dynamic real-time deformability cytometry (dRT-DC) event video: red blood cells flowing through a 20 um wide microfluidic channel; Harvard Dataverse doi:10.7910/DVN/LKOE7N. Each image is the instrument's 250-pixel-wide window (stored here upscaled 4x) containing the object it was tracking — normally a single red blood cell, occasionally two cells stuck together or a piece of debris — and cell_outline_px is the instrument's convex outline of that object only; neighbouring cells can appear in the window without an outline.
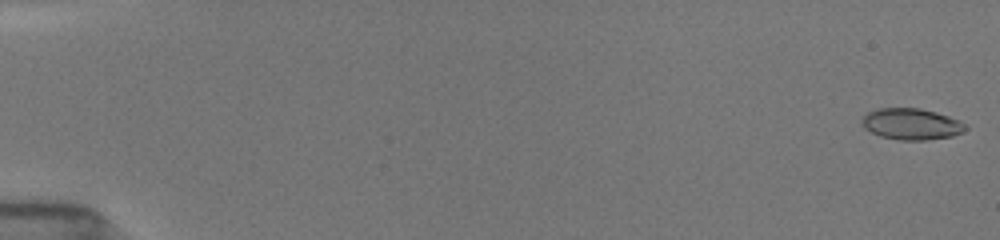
{"species": "common noctule bat (a hibernating species)", "species_latin": "Nyctalus noctula", "temperature_condition": "room temperature", "stored_images_in_passage": 53, "camera_frame_rate_fps": 3000, "um_per_image_px": 0.085, "animal": {"sex": "female", "body_mass_g": 19.5, "forearm_length_mm": 54.1}, "frame": {"image": 1, "passage_image": 1, "time_ms": 0.0, "image_size_px": [1000, 240], "cell_outline_px": [[968, 128], [952, 136], [924, 140], [900, 140], [880, 136], [864, 128], [860, 124], [864, 116], [868, 112], [880, 108], [920, 108], [936, 112], [960, 120]], "centroid_in_image_um": [77.45, 10.54], "position_along_channel_um": 7.5, "area_um2": 18.79}}
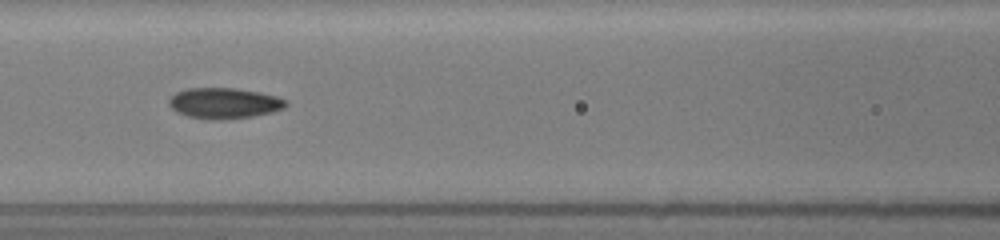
{"frame": {"image": 2, "passage_image": 25, "time_ms": 8.0, "image_size_px": [1000, 240], "cell_outline_px": [[288, 104], [284, 108], [272, 112], [252, 116], [220, 120], [212, 120], [188, 116], [176, 112], [168, 104], [168, 100], [176, 92], [188, 88], [236, 88], [260, 92], [276, 96], [288, 100]], "centroid_in_image_um": [19.06, 8.77], "position_along_channel_um": 147.5, "area_um2": 21.04}}
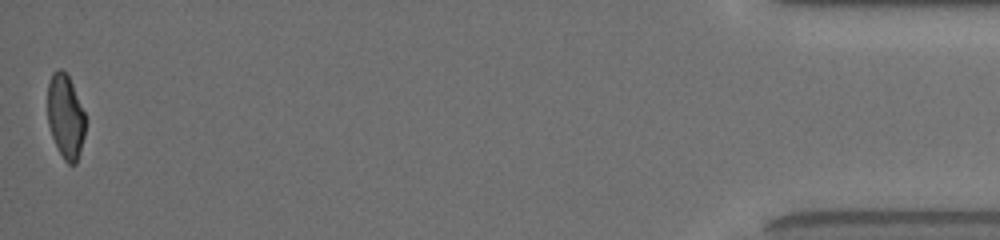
{"frame": {"image": 3, "passage_image": 53, "time_ms": 17.333, "image_size_px": [1000, 240], "cell_outline_px": [[88, 120], [80, 152], [76, 164], [68, 164], [64, 160], [52, 136], [48, 124], [48, 80], [52, 72], [60, 68], [68, 76], [72, 84]], "centroid_in_image_um": [5.59, 9.9], "position_along_channel_um": 429.6, "area_um2": 18.67}, "authors_computed_cell_mechanics": {"area_um2": 19.5942, "velocity_mm_per_s": 3.9266, "shape_relaxation_time_tau1_ms": 5.7824, "shape_relaxation_time_tau2_ms": 1.4682, "deformation_change_tau1": 0.1999, "deformation_change_tau2": 0.0694}}